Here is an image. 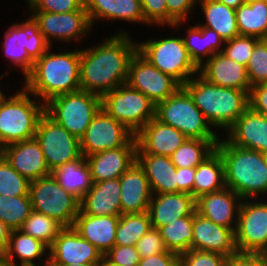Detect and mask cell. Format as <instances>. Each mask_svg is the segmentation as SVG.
<instances>
[{
    "mask_svg": "<svg viewBox=\"0 0 267 266\" xmlns=\"http://www.w3.org/2000/svg\"><path fill=\"white\" fill-rule=\"evenodd\" d=\"M118 32L94 48L80 50V88L100 97L127 83L137 43Z\"/></svg>",
    "mask_w": 267,
    "mask_h": 266,
    "instance_id": "cell-1",
    "label": "cell"
},
{
    "mask_svg": "<svg viewBox=\"0 0 267 266\" xmlns=\"http://www.w3.org/2000/svg\"><path fill=\"white\" fill-rule=\"evenodd\" d=\"M50 48L34 62L32 71L25 77V88L31 95L50 99L80 88V50L50 53Z\"/></svg>",
    "mask_w": 267,
    "mask_h": 266,
    "instance_id": "cell-2",
    "label": "cell"
},
{
    "mask_svg": "<svg viewBox=\"0 0 267 266\" xmlns=\"http://www.w3.org/2000/svg\"><path fill=\"white\" fill-rule=\"evenodd\" d=\"M215 149L223 159L227 188L244 200L267 193L266 154L232 145L226 139H219Z\"/></svg>",
    "mask_w": 267,
    "mask_h": 266,
    "instance_id": "cell-3",
    "label": "cell"
},
{
    "mask_svg": "<svg viewBox=\"0 0 267 266\" xmlns=\"http://www.w3.org/2000/svg\"><path fill=\"white\" fill-rule=\"evenodd\" d=\"M183 87L213 127L218 126L228 130L249 108L250 91L211 84L199 73L197 79L190 78Z\"/></svg>",
    "mask_w": 267,
    "mask_h": 266,
    "instance_id": "cell-4",
    "label": "cell"
},
{
    "mask_svg": "<svg viewBox=\"0 0 267 266\" xmlns=\"http://www.w3.org/2000/svg\"><path fill=\"white\" fill-rule=\"evenodd\" d=\"M28 94L25 87L8 98L0 94V148L35 137L45 104L30 99Z\"/></svg>",
    "mask_w": 267,
    "mask_h": 266,
    "instance_id": "cell-5",
    "label": "cell"
},
{
    "mask_svg": "<svg viewBox=\"0 0 267 266\" xmlns=\"http://www.w3.org/2000/svg\"><path fill=\"white\" fill-rule=\"evenodd\" d=\"M155 118L176 128L189 139L219 140L183 86L166 100L156 104Z\"/></svg>",
    "mask_w": 267,
    "mask_h": 266,
    "instance_id": "cell-6",
    "label": "cell"
},
{
    "mask_svg": "<svg viewBox=\"0 0 267 266\" xmlns=\"http://www.w3.org/2000/svg\"><path fill=\"white\" fill-rule=\"evenodd\" d=\"M137 51L181 86L192 78L193 74L199 73V67L191 59L181 37L147 39L146 42L137 43Z\"/></svg>",
    "mask_w": 267,
    "mask_h": 266,
    "instance_id": "cell-7",
    "label": "cell"
},
{
    "mask_svg": "<svg viewBox=\"0 0 267 266\" xmlns=\"http://www.w3.org/2000/svg\"><path fill=\"white\" fill-rule=\"evenodd\" d=\"M100 109L101 97L83 90L56 96L45 103V113L79 139Z\"/></svg>",
    "mask_w": 267,
    "mask_h": 266,
    "instance_id": "cell-8",
    "label": "cell"
},
{
    "mask_svg": "<svg viewBox=\"0 0 267 266\" xmlns=\"http://www.w3.org/2000/svg\"><path fill=\"white\" fill-rule=\"evenodd\" d=\"M101 108L135 135L155 117L156 104L125 83L101 97Z\"/></svg>",
    "mask_w": 267,
    "mask_h": 266,
    "instance_id": "cell-9",
    "label": "cell"
},
{
    "mask_svg": "<svg viewBox=\"0 0 267 266\" xmlns=\"http://www.w3.org/2000/svg\"><path fill=\"white\" fill-rule=\"evenodd\" d=\"M32 210L73 227L80 211V201L67 192L51 175L30 182Z\"/></svg>",
    "mask_w": 267,
    "mask_h": 266,
    "instance_id": "cell-10",
    "label": "cell"
},
{
    "mask_svg": "<svg viewBox=\"0 0 267 266\" xmlns=\"http://www.w3.org/2000/svg\"><path fill=\"white\" fill-rule=\"evenodd\" d=\"M4 35V54L14 65L20 66L24 77L32 71L34 62L51 47L32 16L23 23L11 25Z\"/></svg>",
    "mask_w": 267,
    "mask_h": 266,
    "instance_id": "cell-11",
    "label": "cell"
},
{
    "mask_svg": "<svg viewBox=\"0 0 267 266\" xmlns=\"http://www.w3.org/2000/svg\"><path fill=\"white\" fill-rule=\"evenodd\" d=\"M35 138L39 142L51 172L82 156L80 139L69 133L46 113L39 119Z\"/></svg>",
    "mask_w": 267,
    "mask_h": 266,
    "instance_id": "cell-12",
    "label": "cell"
},
{
    "mask_svg": "<svg viewBox=\"0 0 267 266\" xmlns=\"http://www.w3.org/2000/svg\"><path fill=\"white\" fill-rule=\"evenodd\" d=\"M234 233L238 253L267 254V202L243 199Z\"/></svg>",
    "mask_w": 267,
    "mask_h": 266,
    "instance_id": "cell-13",
    "label": "cell"
},
{
    "mask_svg": "<svg viewBox=\"0 0 267 266\" xmlns=\"http://www.w3.org/2000/svg\"><path fill=\"white\" fill-rule=\"evenodd\" d=\"M127 84L155 104L166 100L181 87L174 78L161 72L138 51L130 60Z\"/></svg>",
    "mask_w": 267,
    "mask_h": 266,
    "instance_id": "cell-14",
    "label": "cell"
},
{
    "mask_svg": "<svg viewBox=\"0 0 267 266\" xmlns=\"http://www.w3.org/2000/svg\"><path fill=\"white\" fill-rule=\"evenodd\" d=\"M133 136L129 129L101 108L80 138L82 155L85 157L122 147Z\"/></svg>",
    "mask_w": 267,
    "mask_h": 266,
    "instance_id": "cell-15",
    "label": "cell"
},
{
    "mask_svg": "<svg viewBox=\"0 0 267 266\" xmlns=\"http://www.w3.org/2000/svg\"><path fill=\"white\" fill-rule=\"evenodd\" d=\"M31 16L50 46L52 38L65 42L78 40L91 31L93 25L90 23L85 6L78 11L65 13L32 11Z\"/></svg>",
    "mask_w": 267,
    "mask_h": 266,
    "instance_id": "cell-16",
    "label": "cell"
},
{
    "mask_svg": "<svg viewBox=\"0 0 267 266\" xmlns=\"http://www.w3.org/2000/svg\"><path fill=\"white\" fill-rule=\"evenodd\" d=\"M44 266L100 263L103 254L74 227H65L49 247Z\"/></svg>",
    "mask_w": 267,
    "mask_h": 266,
    "instance_id": "cell-17",
    "label": "cell"
},
{
    "mask_svg": "<svg viewBox=\"0 0 267 266\" xmlns=\"http://www.w3.org/2000/svg\"><path fill=\"white\" fill-rule=\"evenodd\" d=\"M93 183L120 178L137 161L135 135L122 147L85 156Z\"/></svg>",
    "mask_w": 267,
    "mask_h": 266,
    "instance_id": "cell-18",
    "label": "cell"
},
{
    "mask_svg": "<svg viewBox=\"0 0 267 266\" xmlns=\"http://www.w3.org/2000/svg\"><path fill=\"white\" fill-rule=\"evenodd\" d=\"M0 154L30 182L51 175L43 151L35 137L6 145L1 148Z\"/></svg>",
    "mask_w": 267,
    "mask_h": 266,
    "instance_id": "cell-19",
    "label": "cell"
},
{
    "mask_svg": "<svg viewBox=\"0 0 267 266\" xmlns=\"http://www.w3.org/2000/svg\"><path fill=\"white\" fill-rule=\"evenodd\" d=\"M192 250L218 253L229 258L238 253L235 233L232 229L217 225L195 211Z\"/></svg>",
    "mask_w": 267,
    "mask_h": 266,
    "instance_id": "cell-20",
    "label": "cell"
},
{
    "mask_svg": "<svg viewBox=\"0 0 267 266\" xmlns=\"http://www.w3.org/2000/svg\"><path fill=\"white\" fill-rule=\"evenodd\" d=\"M137 154H151L170 157L187 139L176 128L166 125L155 117L137 134Z\"/></svg>",
    "mask_w": 267,
    "mask_h": 266,
    "instance_id": "cell-21",
    "label": "cell"
},
{
    "mask_svg": "<svg viewBox=\"0 0 267 266\" xmlns=\"http://www.w3.org/2000/svg\"><path fill=\"white\" fill-rule=\"evenodd\" d=\"M241 200L243 199L237 193L225 187L220 191L211 192L197 198L195 209L204 218L211 220L217 225L230 228L235 232L242 203ZM232 224H235V226Z\"/></svg>",
    "mask_w": 267,
    "mask_h": 266,
    "instance_id": "cell-22",
    "label": "cell"
},
{
    "mask_svg": "<svg viewBox=\"0 0 267 266\" xmlns=\"http://www.w3.org/2000/svg\"><path fill=\"white\" fill-rule=\"evenodd\" d=\"M121 214L147 212L152 191L144 169L136 161L119 178Z\"/></svg>",
    "mask_w": 267,
    "mask_h": 266,
    "instance_id": "cell-23",
    "label": "cell"
},
{
    "mask_svg": "<svg viewBox=\"0 0 267 266\" xmlns=\"http://www.w3.org/2000/svg\"><path fill=\"white\" fill-rule=\"evenodd\" d=\"M199 74L209 83L221 87L250 91L251 84L246 66L216 53L199 67Z\"/></svg>",
    "mask_w": 267,
    "mask_h": 266,
    "instance_id": "cell-24",
    "label": "cell"
},
{
    "mask_svg": "<svg viewBox=\"0 0 267 266\" xmlns=\"http://www.w3.org/2000/svg\"><path fill=\"white\" fill-rule=\"evenodd\" d=\"M196 200L186 192L153 194L148 207L151 225L159 229L185 216H193Z\"/></svg>",
    "mask_w": 267,
    "mask_h": 266,
    "instance_id": "cell-25",
    "label": "cell"
},
{
    "mask_svg": "<svg viewBox=\"0 0 267 266\" xmlns=\"http://www.w3.org/2000/svg\"><path fill=\"white\" fill-rule=\"evenodd\" d=\"M119 178L93 183L80 201V210L91 216H121Z\"/></svg>",
    "mask_w": 267,
    "mask_h": 266,
    "instance_id": "cell-26",
    "label": "cell"
},
{
    "mask_svg": "<svg viewBox=\"0 0 267 266\" xmlns=\"http://www.w3.org/2000/svg\"><path fill=\"white\" fill-rule=\"evenodd\" d=\"M120 216H91L79 211L74 229L103 256L114 246Z\"/></svg>",
    "mask_w": 267,
    "mask_h": 266,
    "instance_id": "cell-27",
    "label": "cell"
},
{
    "mask_svg": "<svg viewBox=\"0 0 267 266\" xmlns=\"http://www.w3.org/2000/svg\"><path fill=\"white\" fill-rule=\"evenodd\" d=\"M137 162L146 173L152 194L178 192L177 168L170 157L137 154Z\"/></svg>",
    "mask_w": 267,
    "mask_h": 266,
    "instance_id": "cell-28",
    "label": "cell"
},
{
    "mask_svg": "<svg viewBox=\"0 0 267 266\" xmlns=\"http://www.w3.org/2000/svg\"><path fill=\"white\" fill-rule=\"evenodd\" d=\"M90 23L110 19L129 22H145L140 0H84Z\"/></svg>",
    "mask_w": 267,
    "mask_h": 266,
    "instance_id": "cell-29",
    "label": "cell"
},
{
    "mask_svg": "<svg viewBox=\"0 0 267 266\" xmlns=\"http://www.w3.org/2000/svg\"><path fill=\"white\" fill-rule=\"evenodd\" d=\"M228 130L229 134H227L228 137L225 139L230 144L262 153L264 134L263 114L255 112L249 107Z\"/></svg>",
    "mask_w": 267,
    "mask_h": 266,
    "instance_id": "cell-30",
    "label": "cell"
},
{
    "mask_svg": "<svg viewBox=\"0 0 267 266\" xmlns=\"http://www.w3.org/2000/svg\"><path fill=\"white\" fill-rule=\"evenodd\" d=\"M51 174L67 192L79 201L93 186L91 172L83 155L55 168Z\"/></svg>",
    "mask_w": 267,
    "mask_h": 266,
    "instance_id": "cell-31",
    "label": "cell"
},
{
    "mask_svg": "<svg viewBox=\"0 0 267 266\" xmlns=\"http://www.w3.org/2000/svg\"><path fill=\"white\" fill-rule=\"evenodd\" d=\"M186 32L188 36L183 38L184 45L198 67L203 64L202 58L208 60L216 53H222L225 40L215 30L196 24Z\"/></svg>",
    "mask_w": 267,
    "mask_h": 266,
    "instance_id": "cell-32",
    "label": "cell"
},
{
    "mask_svg": "<svg viewBox=\"0 0 267 266\" xmlns=\"http://www.w3.org/2000/svg\"><path fill=\"white\" fill-rule=\"evenodd\" d=\"M225 187L223 159L215 149L195 168L193 197L196 200L202 195L220 191Z\"/></svg>",
    "mask_w": 267,
    "mask_h": 266,
    "instance_id": "cell-33",
    "label": "cell"
},
{
    "mask_svg": "<svg viewBox=\"0 0 267 266\" xmlns=\"http://www.w3.org/2000/svg\"><path fill=\"white\" fill-rule=\"evenodd\" d=\"M46 249L48 251L49 247L42 241L25 234L21 230H11L8 245L2 258L17 266L14 257L17 256L16 258L21 261L19 266H36L33 260L40 261L41 257L45 255ZM13 253H16V255Z\"/></svg>",
    "mask_w": 267,
    "mask_h": 266,
    "instance_id": "cell-34",
    "label": "cell"
},
{
    "mask_svg": "<svg viewBox=\"0 0 267 266\" xmlns=\"http://www.w3.org/2000/svg\"><path fill=\"white\" fill-rule=\"evenodd\" d=\"M206 24L198 25L215 30L225 41L239 36L235 9L215 0H198Z\"/></svg>",
    "mask_w": 267,
    "mask_h": 266,
    "instance_id": "cell-35",
    "label": "cell"
},
{
    "mask_svg": "<svg viewBox=\"0 0 267 266\" xmlns=\"http://www.w3.org/2000/svg\"><path fill=\"white\" fill-rule=\"evenodd\" d=\"M239 35L262 39L267 28V0H247L235 9Z\"/></svg>",
    "mask_w": 267,
    "mask_h": 266,
    "instance_id": "cell-36",
    "label": "cell"
},
{
    "mask_svg": "<svg viewBox=\"0 0 267 266\" xmlns=\"http://www.w3.org/2000/svg\"><path fill=\"white\" fill-rule=\"evenodd\" d=\"M168 251L183 254L192 249L193 216H185L159 228Z\"/></svg>",
    "mask_w": 267,
    "mask_h": 266,
    "instance_id": "cell-37",
    "label": "cell"
},
{
    "mask_svg": "<svg viewBox=\"0 0 267 266\" xmlns=\"http://www.w3.org/2000/svg\"><path fill=\"white\" fill-rule=\"evenodd\" d=\"M151 227L148 212L122 214L117 225L114 245L136 246Z\"/></svg>",
    "mask_w": 267,
    "mask_h": 266,
    "instance_id": "cell-38",
    "label": "cell"
},
{
    "mask_svg": "<svg viewBox=\"0 0 267 266\" xmlns=\"http://www.w3.org/2000/svg\"><path fill=\"white\" fill-rule=\"evenodd\" d=\"M219 140L187 138L170 156L176 168H196L214 150Z\"/></svg>",
    "mask_w": 267,
    "mask_h": 266,
    "instance_id": "cell-39",
    "label": "cell"
},
{
    "mask_svg": "<svg viewBox=\"0 0 267 266\" xmlns=\"http://www.w3.org/2000/svg\"><path fill=\"white\" fill-rule=\"evenodd\" d=\"M31 211L29 196L0 195V220L10 230H19Z\"/></svg>",
    "mask_w": 267,
    "mask_h": 266,
    "instance_id": "cell-40",
    "label": "cell"
},
{
    "mask_svg": "<svg viewBox=\"0 0 267 266\" xmlns=\"http://www.w3.org/2000/svg\"><path fill=\"white\" fill-rule=\"evenodd\" d=\"M64 228L57 220L32 210L19 230L50 247Z\"/></svg>",
    "mask_w": 267,
    "mask_h": 266,
    "instance_id": "cell-41",
    "label": "cell"
},
{
    "mask_svg": "<svg viewBox=\"0 0 267 266\" xmlns=\"http://www.w3.org/2000/svg\"><path fill=\"white\" fill-rule=\"evenodd\" d=\"M30 181L20 175L0 154V195L29 196Z\"/></svg>",
    "mask_w": 267,
    "mask_h": 266,
    "instance_id": "cell-42",
    "label": "cell"
},
{
    "mask_svg": "<svg viewBox=\"0 0 267 266\" xmlns=\"http://www.w3.org/2000/svg\"><path fill=\"white\" fill-rule=\"evenodd\" d=\"M246 69L251 87L267 83V42L260 39L255 44Z\"/></svg>",
    "mask_w": 267,
    "mask_h": 266,
    "instance_id": "cell-43",
    "label": "cell"
},
{
    "mask_svg": "<svg viewBox=\"0 0 267 266\" xmlns=\"http://www.w3.org/2000/svg\"><path fill=\"white\" fill-rule=\"evenodd\" d=\"M260 39L254 36H237L225 41L222 53L229 59L246 66L255 44Z\"/></svg>",
    "mask_w": 267,
    "mask_h": 266,
    "instance_id": "cell-44",
    "label": "cell"
},
{
    "mask_svg": "<svg viewBox=\"0 0 267 266\" xmlns=\"http://www.w3.org/2000/svg\"><path fill=\"white\" fill-rule=\"evenodd\" d=\"M227 259L218 253L191 249L180 255V266H225Z\"/></svg>",
    "mask_w": 267,
    "mask_h": 266,
    "instance_id": "cell-45",
    "label": "cell"
},
{
    "mask_svg": "<svg viewBox=\"0 0 267 266\" xmlns=\"http://www.w3.org/2000/svg\"><path fill=\"white\" fill-rule=\"evenodd\" d=\"M31 11L65 13L78 11L84 6V0H27Z\"/></svg>",
    "mask_w": 267,
    "mask_h": 266,
    "instance_id": "cell-46",
    "label": "cell"
},
{
    "mask_svg": "<svg viewBox=\"0 0 267 266\" xmlns=\"http://www.w3.org/2000/svg\"><path fill=\"white\" fill-rule=\"evenodd\" d=\"M137 251L141 258L158 253H173L167 250L159 229L151 227L149 231L137 242Z\"/></svg>",
    "mask_w": 267,
    "mask_h": 266,
    "instance_id": "cell-47",
    "label": "cell"
},
{
    "mask_svg": "<svg viewBox=\"0 0 267 266\" xmlns=\"http://www.w3.org/2000/svg\"><path fill=\"white\" fill-rule=\"evenodd\" d=\"M197 2V0H166L167 25L178 27L184 23Z\"/></svg>",
    "mask_w": 267,
    "mask_h": 266,
    "instance_id": "cell-48",
    "label": "cell"
},
{
    "mask_svg": "<svg viewBox=\"0 0 267 266\" xmlns=\"http://www.w3.org/2000/svg\"><path fill=\"white\" fill-rule=\"evenodd\" d=\"M104 257L109 262L120 266H137L141 260L136 246L114 245Z\"/></svg>",
    "mask_w": 267,
    "mask_h": 266,
    "instance_id": "cell-49",
    "label": "cell"
},
{
    "mask_svg": "<svg viewBox=\"0 0 267 266\" xmlns=\"http://www.w3.org/2000/svg\"><path fill=\"white\" fill-rule=\"evenodd\" d=\"M140 2L147 25L167 24L166 0H140Z\"/></svg>",
    "mask_w": 267,
    "mask_h": 266,
    "instance_id": "cell-50",
    "label": "cell"
},
{
    "mask_svg": "<svg viewBox=\"0 0 267 266\" xmlns=\"http://www.w3.org/2000/svg\"><path fill=\"white\" fill-rule=\"evenodd\" d=\"M249 107L267 117V83L251 87L249 92Z\"/></svg>",
    "mask_w": 267,
    "mask_h": 266,
    "instance_id": "cell-51",
    "label": "cell"
},
{
    "mask_svg": "<svg viewBox=\"0 0 267 266\" xmlns=\"http://www.w3.org/2000/svg\"><path fill=\"white\" fill-rule=\"evenodd\" d=\"M225 266H267V254L237 253L227 259Z\"/></svg>",
    "mask_w": 267,
    "mask_h": 266,
    "instance_id": "cell-52",
    "label": "cell"
},
{
    "mask_svg": "<svg viewBox=\"0 0 267 266\" xmlns=\"http://www.w3.org/2000/svg\"><path fill=\"white\" fill-rule=\"evenodd\" d=\"M137 266H180V255L176 253H158L141 258Z\"/></svg>",
    "mask_w": 267,
    "mask_h": 266,
    "instance_id": "cell-53",
    "label": "cell"
},
{
    "mask_svg": "<svg viewBox=\"0 0 267 266\" xmlns=\"http://www.w3.org/2000/svg\"><path fill=\"white\" fill-rule=\"evenodd\" d=\"M195 168H177L178 192H186L193 196Z\"/></svg>",
    "mask_w": 267,
    "mask_h": 266,
    "instance_id": "cell-54",
    "label": "cell"
},
{
    "mask_svg": "<svg viewBox=\"0 0 267 266\" xmlns=\"http://www.w3.org/2000/svg\"><path fill=\"white\" fill-rule=\"evenodd\" d=\"M10 231L11 230L0 220V257H2L6 251Z\"/></svg>",
    "mask_w": 267,
    "mask_h": 266,
    "instance_id": "cell-55",
    "label": "cell"
},
{
    "mask_svg": "<svg viewBox=\"0 0 267 266\" xmlns=\"http://www.w3.org/2000/svg\"><path fill=\"white\" fill-rule=\"evenodd\" d=\"M215 1L224 3L225 5L233 9H237L239 6L244 4L247 0H215Z\"/></svg>",
    "mask_w": 267,
    "mask_h": 266,
    "instance_id": "cell-56",
    "label": "cell"
},
{
    "mask_svg": "<svg viewBox=\"0 0 267 266\" xmlns=\"http://www.w3.org/2000/svg\"><path fill=\"white\" fill-rule=\"evenodd\" d=\"M262 153L267 155V117L266 116H264V134H263Z\"/></svg>",
    "mask_w": 267,
    "mask_h": 266,
    "instance_id": "cell-57",
    "label": "cell"
},
{
    "mask_svg": "<svg viewBox=\"0 0 267 266\" xmlns=\"http://www.w3.org/2000/svg\"><path fill=\"white\" fill-rule=\"evenodd\" d=\"M48 266H100V263L71 264V265H48Z\"/></svg>",
    "mask_w": 267,
    "mask_h": 266,
    "instance_id": "cell-58",
    "label": "cell"
},
{
    "mask_svg": "<svg viewBox=\"0 0 267 266\" xmlns=\"http://www.w3.org/2000/svg\"><path fill=\"white\" fill-rule=\"evenodd\" d=\"M100 266H120L114 263L109 262L104 256L101 259Z\"/></svg>",
    "mask_w": 267,
    "mask_h": 266,
    "instance_id": "cell-59",
    "label": "cell"
},
{
    "mask_svg": "<svg viewBox=\"0 0 267 266\" xmlns=\"http://www.w3.org/2000/svg\"><path fill=\"white\" fill-rule=\"evenodd\" d=\"M0 266H15V265L5 261L2 257H0Z\"/></svg>",
    "mask_w": 267,
    "mask_h": 266,
    "instance_id": "cell-60",
    "label": "cell"
},
{
    "mask_svg": "<svg viewBox=\"0 0 267 266\" xmlns=\"http://www.w3.org/2000/svg\"><path fill=\"white\" fill-rule=\"evenodd\" d=\"M261 40L264 42H267V28H266V32H265V34Z\"/></svg>",
    "mask_w": 267,
    "mask_h": 266,
    "instance_id": "cell-61",
    "label": "cell"
}]
</instances>
